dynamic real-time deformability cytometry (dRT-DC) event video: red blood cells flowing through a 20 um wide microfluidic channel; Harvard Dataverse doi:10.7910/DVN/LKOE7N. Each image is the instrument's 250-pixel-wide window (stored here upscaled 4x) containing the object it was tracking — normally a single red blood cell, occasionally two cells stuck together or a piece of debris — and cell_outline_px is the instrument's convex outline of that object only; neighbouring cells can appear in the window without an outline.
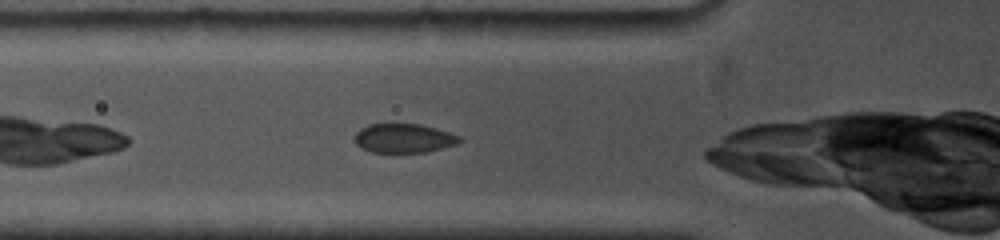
{"species": "common noctule bat (a hibernating species)", "species_latin": "Nyctalus noctula", "temperature_condition": "cold", "stored_images_in_passage": 7, "camera_frame_rate_fps": 5000, "um_per_image_px": 0.085, "animal": {"sex": "female", "body_mass_g": 19.0, "forearm_length_mm": 53.3}, "frame": {"image": 1, "passage_image": 4, "time_ms": 0.8, "image_size_px": [1000, 240], "cell_outline_px": [[464, 140], [456, 144], [428, 152], [372, 152], [360, 148], [356, 144], [356, 132], [360, 128], [368, 124], [420, 124], [436, 128], [460, 136]], "centroid_in_image_um": [34.33, 11.75], "position_along_channel_um": 91.5, "area_um2": 17.8}}